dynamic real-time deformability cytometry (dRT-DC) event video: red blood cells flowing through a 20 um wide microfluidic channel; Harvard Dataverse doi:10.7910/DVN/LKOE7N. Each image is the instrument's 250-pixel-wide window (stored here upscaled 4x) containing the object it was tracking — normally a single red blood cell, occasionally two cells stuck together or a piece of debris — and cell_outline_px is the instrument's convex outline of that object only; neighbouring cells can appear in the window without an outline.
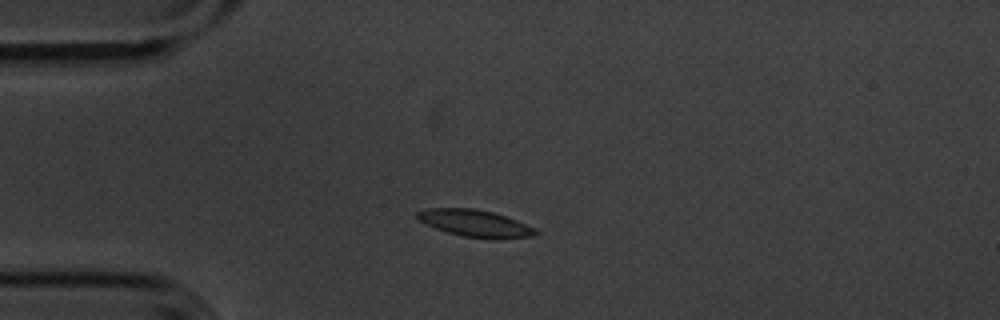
{"species": "common noctule bat (a hibernating species)", "species_latin": "Nyctalus noctula", "temperature_condition": "cold", "stored_images_in_passage": 12, "camera_frame_rate_fps": 3000, "um_per_image_px": 0.085, "animal": {"sex": "male", "body_mass_g": 20.1, "forearm_length_mm": 53.5}, "frame": {"image": 1, "passage_image": 5, "time_ms": 1.333, "image_size_px": [1000, 320], "cell_outline_px": [[540, 232], [536, 236], [464, 236], [448, 232], [436, 228], [420, 220], [416, 216], [416, 212], [428, 208], [472, 208], [492, 212], [516, 220]], "centroid_in_image_um": [40.3, 18.92], "position_along_channel_um": 44.7, "area_um2": 17.4}}
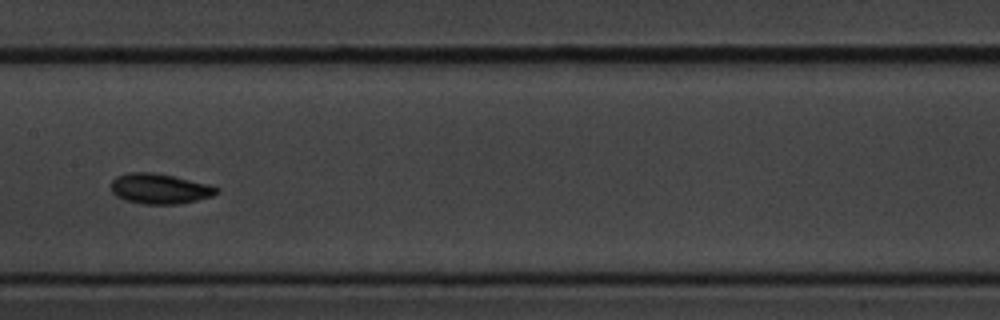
{"frame": {"image": 2, "passage_image": 9, "time_ms": 2.667, "image_size_px": [1000, 320], "cell_outline_px": [[220, 192], [212, 196], [180, 204], [144, 204], [124, 200], [116, 196], [112, 192], [112, 180], [116, 176], [128, 172], [152, 172], [172, 176], [208, 184], [220, 188]], "centroid_in_image_um": [13.57, 16.04], "position_along_channel_um": 193.8, "area_um2": 18.61}}
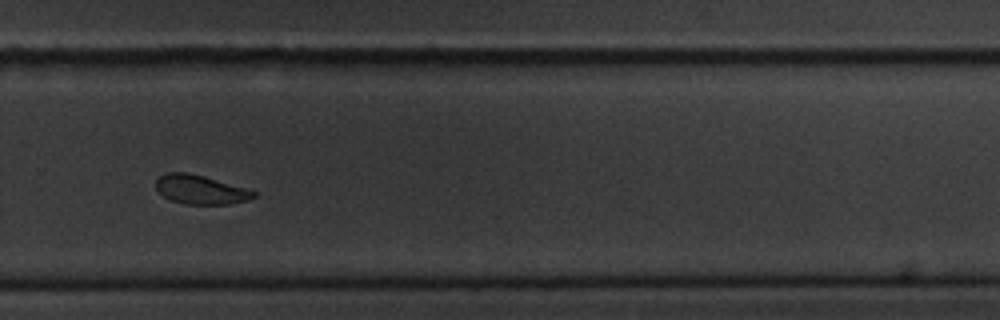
{"frame": {"image": 3, "passage_image": 12, "time_ms": 3.667, "image_size_px": [1000, 320], "cell_outline_px": [[256, 196], [248, 200], [228, 204], [184, 204], [172, 200], [164, 196], [156, 188], [156, 180], [160, 176], [168, 172], [188, 172], [204, 176], [244, 188], [256, 192]], "centroid_in_image_um": [17.02, 16.11], "position_along_channel_um": 312.8, "area_um2": 16.3}}